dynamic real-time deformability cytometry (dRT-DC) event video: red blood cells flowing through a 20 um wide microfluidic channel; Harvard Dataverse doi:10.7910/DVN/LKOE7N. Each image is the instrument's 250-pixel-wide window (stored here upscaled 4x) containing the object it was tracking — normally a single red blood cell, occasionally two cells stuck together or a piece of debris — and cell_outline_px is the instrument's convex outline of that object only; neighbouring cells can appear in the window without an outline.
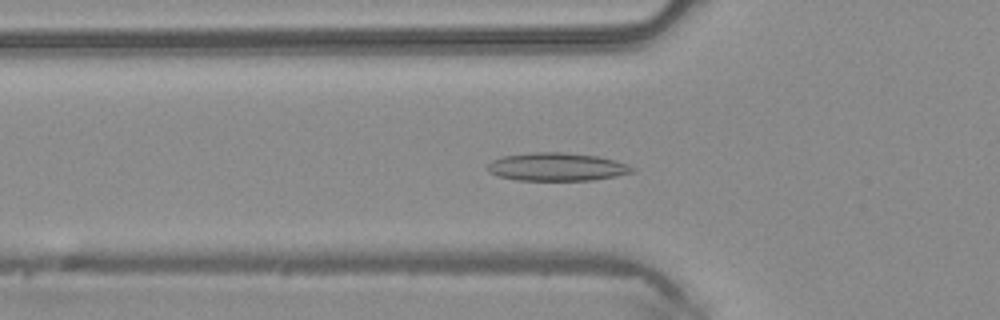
{"species": "common noctule bat (a hibernating species)", "species_latin": "Nyctalus noctula", "temperature_condition": "warm", "stored_images_in_passage": 35, "camera_frame_rate_fps": 3000, "um_per_image_px": 0.085, "animal": {"sex": "male", "body_mass_g": 20.4}, "frame": {"image": 1, "passage_image": 3, "time_ms": 0.667, "image_size_px": [1000, 320], "cell_outline_px": [[636, 168], [632, 172], [616, 176], [592, 180], [516, 180], [500, 176], [488, 172], [484, 168], [492, 160], [500, 156], [532, 152], [564, 152], [600, 156], [616, 160], [628, 164]], "centroid_in_image_um": [47.32, 14.17], "position_along_channel_um": 78.5, "area_um2": 23.99}}
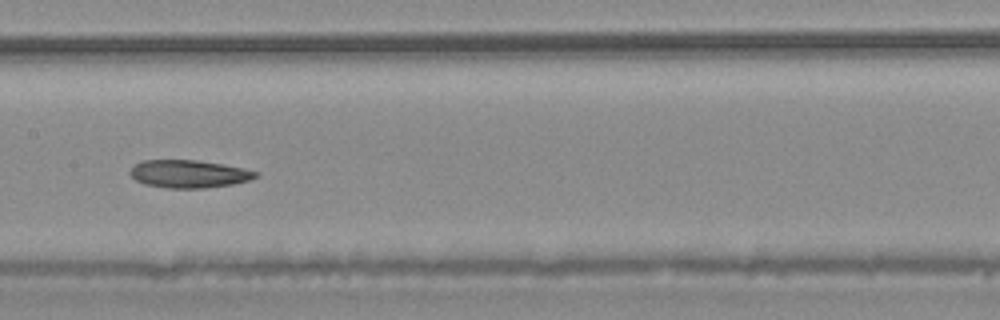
{"frame": {"image": 2, "passage_image": 11, "time_ms": 3.333, "image_size_px": [1000, 320], "cell_outline_px": [[260, 176], [248, 180], [232, 184], [204, 188], [168, 188], [144, 184], [136, 180], [128, 172], [132, 164], [140, 160], [196, 160], [224, 164], [244, 168], [260, 172]], "centroid_in_image_um": [16.04, 14.77], "position_along_channel_um": 191.4, "area_um2": 20.58}}
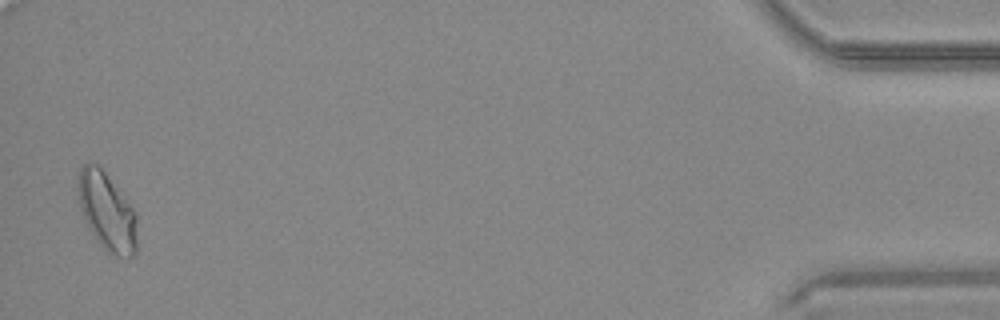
{"frame": {"image": 3, "passage_image": 34, "time_ms": 11.0, "image_size_px": [1000, 320], "cell_outline_px": [[136, 252], [128, 260], [116, 256], [108, 252], [100, 244], [84, 220], [80, 208], [76, 188], [76, 176], [80, 168], [84, 164], [96, 164], [104, 172], [124, 196], [136, 212]], "centroid_in_image_um": [9.07, 18.0], "position_along_channel_um": 426.1, "area_um2": 26.93}, "authors_computed_cell_mechanics": {"area_um2": 21.097, "velocity_mm_per_s": 4.2117, "shape_relaxation_time_tau1_ms": 10.9214, "shape_relaxation_time_tau2_ms": 5.6445, "deformation_change_tau1": 0.1825, "deformation_change_tau2": 0.125}}